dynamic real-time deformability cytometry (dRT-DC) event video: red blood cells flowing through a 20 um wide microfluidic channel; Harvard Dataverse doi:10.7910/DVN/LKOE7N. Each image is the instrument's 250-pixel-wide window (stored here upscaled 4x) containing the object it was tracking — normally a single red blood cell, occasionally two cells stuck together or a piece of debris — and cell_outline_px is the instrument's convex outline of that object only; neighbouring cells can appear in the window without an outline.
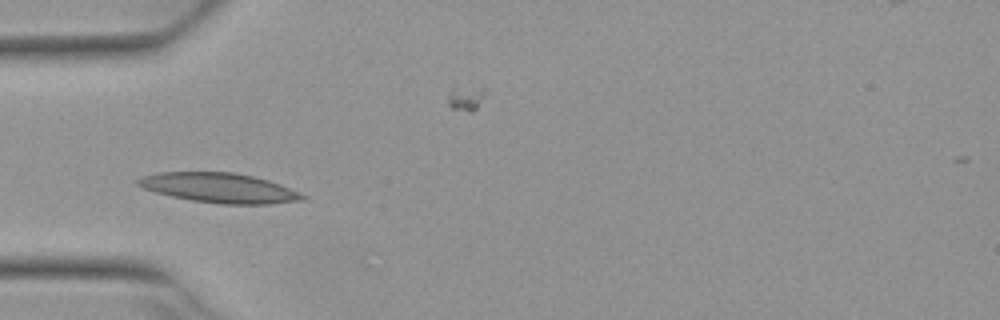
{"species": "Egyptian fruit bat (a non-hibernating species)", "species_latin": "Rousettus aegyptiacus", "temperature_condition": "warm", "stored_images_in_passage": 8, "camera_frame_rate_fps": 3000, "um_per_image_px": 0.085, "animal": {"sex": "female"}, "frame": {"image": 1, "passage_image": 4, "time_ms": 1.0, "image_size_px": [1000, 320], "cell_outline_px": [[308, 196], [304, 200], [268, 204], [220, 204], [192, 200], [172, 196], [156, 192], [144, 188], [136, 184], [136, 180], [144, 176], [160, 172], [232, 172], [252, 176], [268, 180], [280, 184], [300, 192]], "centroid_in_image_um": [18.68, 15.97], "position_along_channel_um": 66.3, "area_um2": 28.38}}
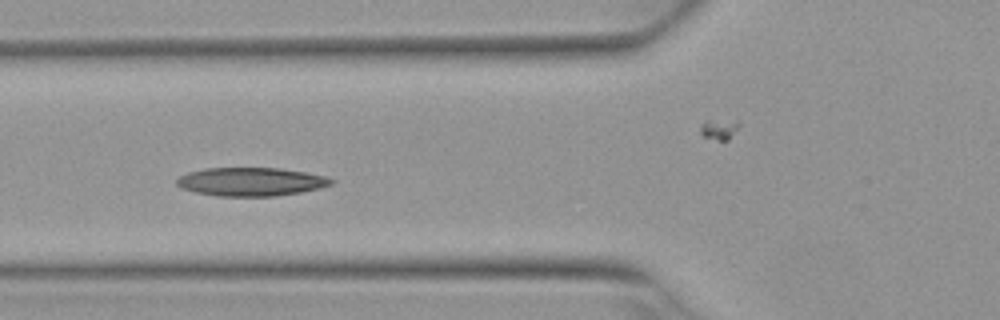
{"frame": {"image": 2, "passage_image": 5, "time_ms": 1.333, "image_size_px": [1000, 320], "cell_outline_px": [[336, 180], [332, 184], [320, 188], [300, 192], [272, 196], [216, 196], [196, 192], [180, 188], [176, 184], [176, 180], [180, 176], [188, 172], [204, 168], [280, 168], [304, 172], [324, 176]], "centroid_in_image_um": [21.31, 15.44], "position_along_channel_um": 104.5, "area_um2": 25.61}}